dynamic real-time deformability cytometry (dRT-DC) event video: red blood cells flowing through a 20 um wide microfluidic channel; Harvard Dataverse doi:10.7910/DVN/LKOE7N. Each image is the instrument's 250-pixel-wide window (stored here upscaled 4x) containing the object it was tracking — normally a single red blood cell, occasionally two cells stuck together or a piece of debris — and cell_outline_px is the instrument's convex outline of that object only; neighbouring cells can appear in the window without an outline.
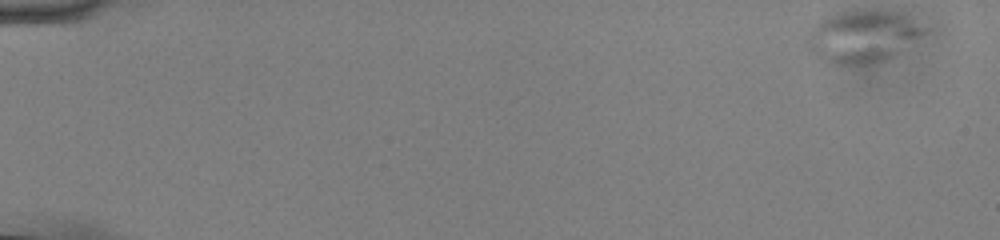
{"species": "common noctule bat (a hibernating species)", "species_latin": "Nyctalus noctula", "temperature_condition": "cold", "stored_images_in_passage": 18, "camera_frame_rate_fps": 3000, "um_per_image_px": 0.085, "animal": {"sex": "male", "body_mass_g": 13.0, "forearm_length_mm": 53.1}, "frame": {"image": 1, "passage_image": 1, "time_ms": 0.0, "image_size_px": [1000, 240], "cell_outline_px": [[932, 32], [892, 56], [884, 60], [872, 64], [828, 64], [820, 60], [808, 52], [804, 44], [804, 40], [808, 32], [816, 24], [840, 12], [892, 12], [904, 16], [932, 28]], "centroid_in_image_um": [73.34, 3.16], "position_along_channel_um": 11.7, "area_um2": 35.66}}
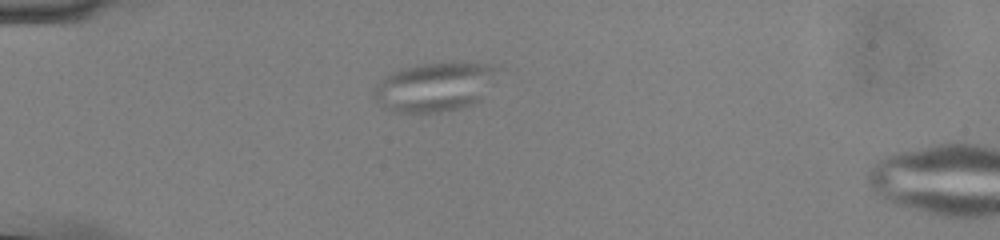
{"frame": {"image": 2, "passage_image": 15, "time_ms": 4.667, "image_size_px": [1000, 240], "cell_outline_px": [[504, 68], [496, 80], [480, 100], [464, 108], [440, 112], [396, 112], [384, 108], [372, 96], [376, 84], [392, 72], [404, 68], [424, 64], [452, 60], [456, 60], [488, 64]], "centroid_in_image_um": [37.06, 7.35], "position_along_channel_um": 47.9, "area_um2": 36.3}}